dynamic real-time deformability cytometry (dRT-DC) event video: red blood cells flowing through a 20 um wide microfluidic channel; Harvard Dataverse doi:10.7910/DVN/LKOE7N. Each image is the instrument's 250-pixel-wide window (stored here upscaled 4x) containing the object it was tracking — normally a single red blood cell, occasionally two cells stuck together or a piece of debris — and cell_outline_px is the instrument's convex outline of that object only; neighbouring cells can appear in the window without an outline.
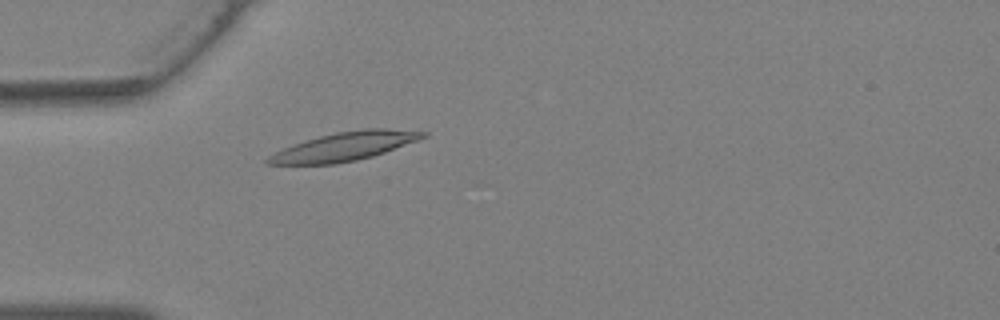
{"species": "Egyptian fruit bat (a non-hibernating species)", "species_latin": "Rousettus aegyptiacus", "temperature_condition": "warm", "stored_images_in_passage": 34, "camera_frame_rate_fps": 3000, "um_per_image_px": 0.085, "animal": {"sex": "female"}, "frame": {"image": 1, "passage_image": 7, "time_ms": 2.0, "image_size_px": [1000, 320], "cell_outline_px": [[428, 136], [384, 152], [372, 156], [356, 160], [336, 164], [268, 164], [264, 160], [268, 156], [284, 148], [320, 136], [336, 132], [364, 128], [388, 128], [428, 132]], "centroid_in_image_um": [29.31, 12.44], "position_along_channel_um": 55.7, "area_um2": 25.43}}
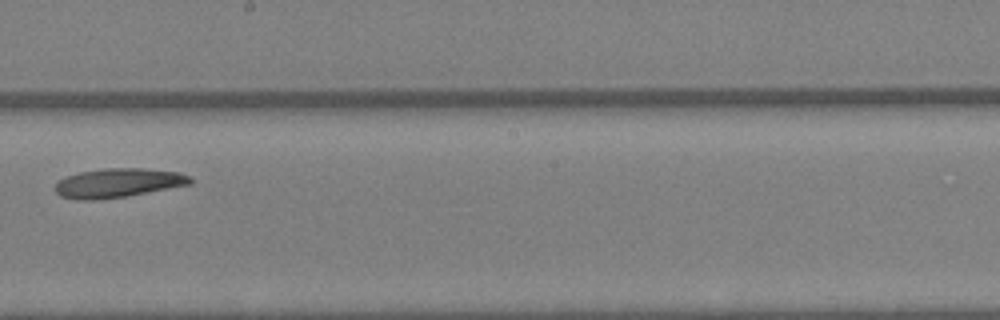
{"frame": {"image": 2, "passage_image": 18, "time_ms": 5.667, "image_size_px": [1000, 320], "cell_outline_px": [[192, 184], [124, 196], [92, 200], [80, 200], [60, 196], [56, 192], [56, 184], [64, 176], [80, 172], [104, 168], [144, 168], [180, 172], [192, 176]], "centroid_in_image_um": [10.06, 15.53], "position_along_channel_um": 238.1, "area_um2": 22.83}}
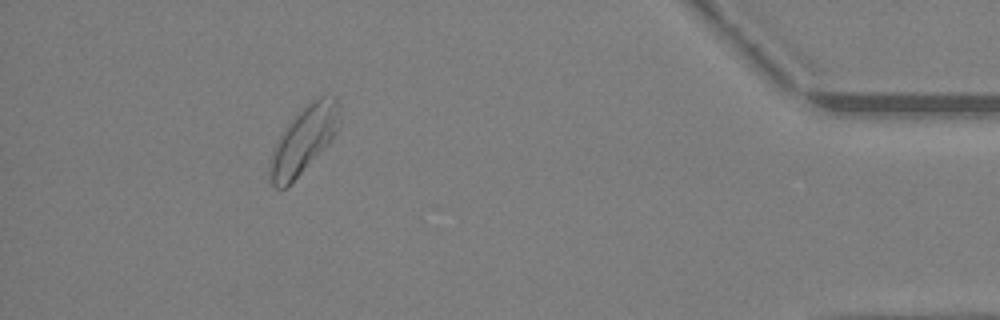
{"frame": {"image": 3, "passage_image": 31, "time_ms": 10.0, "image_size_px": [1000, 320], "cell_outline_px": [[340, 124], [336, 132], [328, 144], [284, 188], [276, 188], [268, 180], [268, 172], [272, 152], [276, 140], [284, 128], [316, 96], [336, 96], [340, 104]], "centroid_in_image_um": [25.82, 11.85], "position_along_channel_um": 409.4, "area_um2": 26.65}}